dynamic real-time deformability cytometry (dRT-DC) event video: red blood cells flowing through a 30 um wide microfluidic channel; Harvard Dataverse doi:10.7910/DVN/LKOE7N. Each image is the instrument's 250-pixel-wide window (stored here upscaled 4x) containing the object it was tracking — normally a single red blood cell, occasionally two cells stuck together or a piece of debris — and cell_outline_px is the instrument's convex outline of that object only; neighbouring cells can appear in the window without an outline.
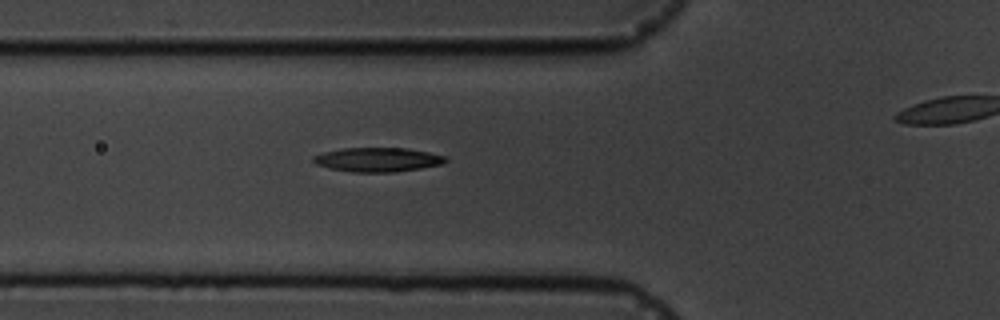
{"species": "common noctule bat (a hibernating species)", "species_latin": "Nyctalus noctula", "temperature_condition": "cold", "stored_images_in_passage": 8, "segment_of_instrument_passage": [1, 2], "camera_frame_rate_fps": 3000, "um_per_image_px": 0.085, "animal": {"sex": "male", "body_mass_g": 19.5, "forearm_length_mm": 54.6}, "frame": {"image": 1, "passage_image": 7, "time_ms": 6.667, "image_size_px": [1000, 320], "cell_outline_px": [[448, 160], [440, 164], [420, 168], [396, 172], [352, 172], [328, 168], [316, 164], [312, 160], [312, 156], [324, 152], [344, 148], [404, 148], [428, 152], [444, 156]], "centroid_in_image_um": [32.06, 13.57], "position_along_channel_um": 93.7, "area_um2": 18.5}}